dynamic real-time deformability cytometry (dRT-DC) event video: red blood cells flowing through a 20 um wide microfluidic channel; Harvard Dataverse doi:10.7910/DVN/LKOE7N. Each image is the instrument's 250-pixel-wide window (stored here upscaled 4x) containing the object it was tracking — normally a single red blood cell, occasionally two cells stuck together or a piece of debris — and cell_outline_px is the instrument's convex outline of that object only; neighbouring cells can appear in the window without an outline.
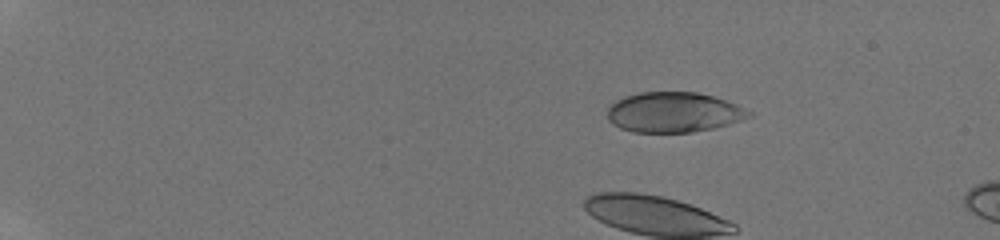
{"species": "human", "species_latin": "Homo sapiens", "temperature_condition": "room temperature", "stored_images_in_passage": 15, "camera_frame_rate_fps": 3000, "um_per_image_px": 0.085, "donor": {"sex": "male"}, "frame": {"image": 1, "passage_image": 5, "time_ms": 1.0, "image_size_px": [1000, 240], "cell_outline_px": [[752, 116], [728, 124], [712, 128], [692, 132], [632, 132], [620, 128], [612, 124], [608, 120], [608, 108], [616, 100], [624, 96], [640, 92], [696, 92], [728, 100], [752, 112]], "centroid_in_image_um": [57.25, 9.54], "position_along_channel_um": 27.8, "area_um2": 33.12}}